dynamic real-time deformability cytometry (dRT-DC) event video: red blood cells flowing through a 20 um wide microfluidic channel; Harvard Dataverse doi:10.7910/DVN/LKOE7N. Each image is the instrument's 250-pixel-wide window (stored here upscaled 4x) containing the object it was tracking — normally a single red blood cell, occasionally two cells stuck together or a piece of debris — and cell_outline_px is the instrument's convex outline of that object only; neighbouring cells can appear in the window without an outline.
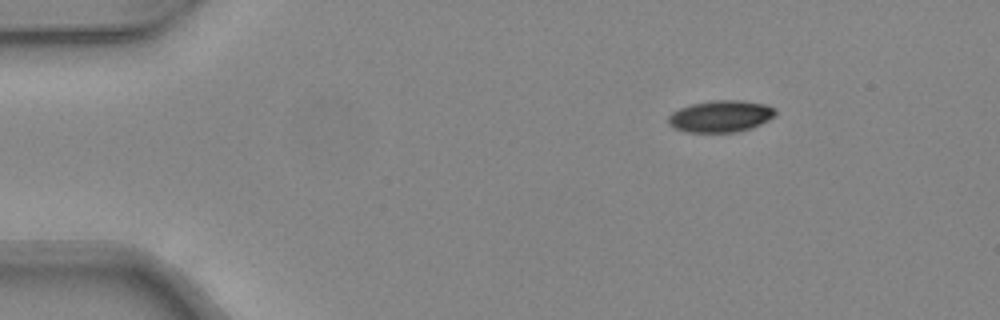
{"species": "common noctule bat (a hibernating species)", "species_latin": "Nyctalus noctula", "temperature_condition": "warm", "stored_images_in_passage": 34, "camera_frame_rate_fps": 3000, "um_per_image_px": 0.085, "animal": {"sex": "female", "body_mass_g": 24.6, "forearm_length_mm": 56.2}, "frame": {"image": 1, "passage_image": 1, "time_ms": 0.0, "image_size_px": [1000, 320], "cell_outline_px": [[776, 112], [768, 120], [752, 128], [736, 132], [688, 132], [672, 128], [668, 124], [668, 116], [672, 112], [680, 108], [692, 104], [712, 100], [740, 100], [764, 104], [772, 108]], "centroid_in_image_um": [61.2, 9.89], "position_along_channel_um": 23.8, "area_um2": 19.71}}
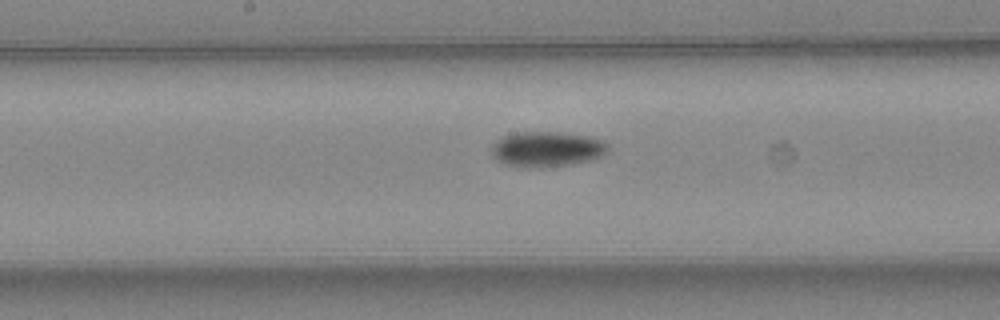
{"frame": {"image": 2, "passage_image": 19, "time_ms": 6.0, "image_size_px": [1000, 320], "cell_outline_px": [[608, 148], [600, 156], [592, 160], [572, 164], [540, 168], [524, 168], [504, 164], [496, 160], [492, 156], [492, 144], [496, 140], [504, 136], [516, 132], [560, 132], [592, 136], [608, 144]], "centroid_in_image_um": [46.45, 12.68], "position_along_channel_um": 201.8, "area_um2": 24.22}}
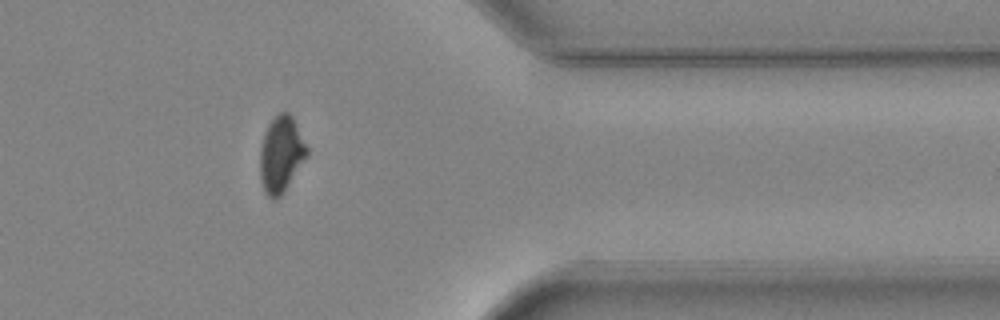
{"frame": {"image": 3, "passage_image": 33, "time_ms": 10.667, "image_size_px": [1000, 320], "cell_outline_px": [[308, 156], [284, 192], [276, 200], [272, 200], [264, 192], [260, 180], [260, 148], [264, 132], [268, 124], [280, 112], [288, 112], [292, 116], [308, 148]], "centroid_in_image_um": [23.89, 13.15], "position_along_channel_um": 387.5, "area_um2": 20.98}, "authors_computed_cell_mechanics": {"area_um2": 21.8484, "velocity_mm_per_s": 4.3297, "shape_relaxation_time_tau1_ms": 6.7002, "shape_relaxation_time_tau2_ms": null, "deformation_change_tau1": 0.1797, "deformation_change_tau2": null}}